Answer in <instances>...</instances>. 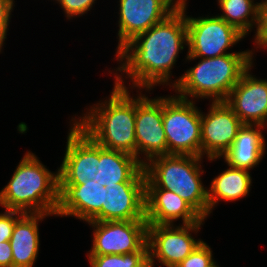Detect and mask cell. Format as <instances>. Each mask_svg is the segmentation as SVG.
I'll return each mask as SVG.
<instances>
[{
	"mask_svg": "<svg viewBox=\"0 0 267 267\" xmlns=\"http://www.w3.org/2000/svg\"><path fill=\"white\" fill-rule=\"evenodd\" d=\"M0 267H13L12 249L9 241L0 242Z\"/></svg>",
	"mask_w": 267,
	"mask_h": 267,
	"instance_id": "29",
	"label": "cell"
},
{
	"mask_svg": "<svg viewBox=\"0 0 267 267\" xmlns=\"http://www.w3.org/2000/svg\"><path fill=\"white\" fill-rule=\"evenodd\" d=\"M64 9L68 19L86 14L96 0H55Z\"/></svg>",
	"mask_w": 267,
	"mask_h": 267,
	"instance_id": "25",
	"label": "cell"
},
{
	"mask_svg": "<svg viewBox=\"0 0 267 267\" xmlns=\"http://www.w3.org/2000/svg\"><path fill=\"white\" fill-rule=\"evenodd\" d=\"M218 4L223 11L218 16L245 36L251 28L258 26L259 4L254 3V0H218Z\"/></svg>",
	"mask_w": 267,
	"mask_h": 267,
	"instance_id": "22",
	"label": "cell"
},
{
	"mask_svg": "<svg viewBox=\"0 0 267 267\" xmlns=\"http://www.w3.org/2000/svg\"><path fill=\"white\" fill-rule=\"evenodd\" d=\"M116 220H145V182L111 187L110 221Z\"/></svg>",
	"mask_w": 267,
	"mask_h": 267,
	"instance_id": "20",
	"label": "cell"
},
{
	"mask_svg": "<svg viewBox=\"0 0 267 267\" xmlns=\"http://www.w3.org/2000/svg\"><path fill=\"white\" fill-rule=\"evenodd\" d=\"M94 227L88 255L148 252L146 220L88 221Z\"/></svg>",
	"mask_w": 267,
	"mask_h": 267,
	"instance_id": "9",
	"label": "cell"
},
{
	"mask_svg": "<svg viewBox=\"0 0 267 267\" xmlns=\"http://www.w3.org/2000/svg\"><path fill=\"white\" fill-rule=\"evenodd\" d=\"M186 1L181 0L179 7L166 19L136 35L116 51L121 65L116 72L127 74L133 88L151 90L157 84H169L179 51L185 48L184 45L188 46Z\"/></svg>",
	"mask_w": 267,
	"mask_h": 267,
	"instance_id": "1",
	"label": "cell"
},
{
	"mask_svg": "<svg viewBox=\"0 0 267 267\" xmlns=\"http://www.w3.org/2000/svg\"><path fill=\"white\" fill-rule=\"evenodd\" d=\"M58 204V170L52 173L28 151L0 191V206L5 210L55 215Z\"/></svg>",
	"mask_w": 267,
	"mask_h": 267,
	"instance_id": "3",
	"label": "cell"
},
{
	"mask_svg": "<svg viewBox=\"0 0 267 267\" xmlns=\"http://www.w3.org/2000/svg\"><path fill=\"white\" fill-rule=\"evenodd\" d=\"M264 127L244 124L230 149L221 156L226 164L248 171L256 167L265 153L266 143L261 131Z\"/></svg>",
	"mask_w": 267,
	"mask_h": 267,
	"instance_id": "18",
	"label": "cell"
},
{
	"mask_svg": "<svg viewBox=\"0 0 267 267\" xmlns=\"http://www.w3.org/2000/svg\"><path fill=\"white\" fill-rule=\"evenodd\" d=\"M212 251L208 244L202 241L184 260L176 267H210L214 263Z\"/></svg>",
	"mask_w": 267,
	"mask_h": 267,
	"instance_id": "24",
	"label": "cell"
},
{
	"mask_svg": "<svg viewBox=\"0 0 267 267\" xmlns=\"http://www.w3.org/2000/svg\"><path fill=\"white\" fill-rule=\"evenodd\" d=\"M24 214L18 210H5L0 213V242L9 241L11 239L15 222Z\"/></svg>",
	"mask_w": 267,
	"mask_h": 267,
	"instance_id": "26",
	"label": "cell"
},
{
	"mask_svg": "<svg viewBox=\"0 0 267 267\" xmlns=\"http://www.w3.org/2000/svg\"><path fill=\"white\" fill-rule=\"evenodd\" d=\"M228 166L211 181L208 190L209 214L221 200L235 201L249 195L252 185L249 171Z\"/></svg>",
	"mask_w": 267,
	"mask_h": 267,
	"instance_id": "21",
	"label": "cell"
},
{
	"mask_svg": "<svg viewBox=\"0 0 267 267\" xmlns=\"http://www.w3.org/2000/svg\"><path fill=\"white\" fill-rule=\"evenodd\" d=\"M201 156L167 154L144 164L145 176L157 187L173 191L205 220L209 215L208 188L201 181Z\"/></svg>",
	"mask_w": 267,
	"mask_h": 267,
	"instance_id": "5",
	"label": "cell"
},
{
	"mask_svg": "<svg viewBox=\"0 0 267 267\" xmlns=\"http://www.w3.org/2000/svg\"><path fill=\"white\" fill-rule=\"evenodd\" d=\"M182 218V224L200 222L203 217L173 191L157 188L145 178V220L148 225H169Z\"/></svg>",
	"mask_w": 267,
	"mask_h": 267,
	"instance_id": "16",
	"label": "cell"
},
{
	"mask_svg": "<svg viewBox=\"0 0 267 267\" xmlns=\"http://www.w3.org/2000/svg\"><path fill=\"white\" fill-rule=\"evenodd\" d=\"M71 125L58 168L59 184H83L85 180L97 179L99 145L75 122Z\"/></svg>",
	"mask_w": 267,
	"mask_h": 267,
	"instance_id": "11",
	"label": "cell"
},
{
	"mask_svg": "<svg viewBox=\"0 0 267 267\" xmlns=\"http://www.w3.org/2000/svg\"><path fill=\"white\" fill-rule=\"evenodd\" d=\"M121 182L85 180L83 184H59L55 216H74L85 222L110 221L111 187Z\"/></svg>",
	"mask_w": 267,
	"mask_h": 267,
	"instance_id": "7",
	"label": "cell"
},
{
	"mask_svg": "<svg viewBox=\"0 0 267 267\" xmlns=\"http://www.w3.org/2000/svg\"><path fill=\"white\" fill-rule=\"evenodd\" d=\"M186 17L188 53L186 59L214 58L230 54L226 50L245 37L219 16Z\"/></svg>",
	"mask_w": 267,
	"mask_h": 267,
	"instance_id": "8",
	"label": "cell"
},
{
	"mask_svg": "<svg viewBox=\"0 0 267 267\" xmlns=\"http://www.w3.org/2000/svg\"><path fill=\"white\" fill-rule=\"evenodd\" d=\"M14 0H0V53L5 44L10 15L13 10Z\"/></svg>",
	"mask_w": 267,
	"mask_h": 267,
	"instance_id": "28",
	"label": "cell"
},
{
	"mask_svg": "<svg viewBox=\"0 0 267 267\" xmlns=\"http://www.w3.org/2000/svg\"><path fill=\"white\" fill-rule=\"evenodd\" d=\"M115 76L109 100L89 108L90 112L78 118L79 121L73 119L98 145L136 157V97L129 95L122 75L115 73Z\"/></svg>",
	"mask_w": 267,
	"mask_h": 267,
	"instance_id": "2",
	"label": "cell"
},
{
	"mask_svg": "<svg viewBox=\"0 0 267 267\" xmlns=\"http://www.w3.org/2000/svg\"><path fill=\"white\" fill-rule=\"evenodd\" d=\"M203 222L204 218L198 223L182 224L176 227L173 224L148 225L149 265L154 267L157 259L161 265L176 267L202 242L200 239H194L190 232L197 233Z\"/></svg>",
	"mask_w": 267,
	"mask_h": 267,
	"instance_id": "10",
	"label": "cell"
},
{
	"mask_svg": "<svg viewBox=\"0 0 267 267\" xmlns=\"http://www.w3.org/2000/svg\"><path fill=\"white\" fill-rule=\"evenodd\" d=\"M91 267H147L148 252L127 254L87 255Z\"/></svg>",
	"mask_w": 267,
	"mask_h": 267,
	"instance_id": "23",
	"label": "cell"
},
{
	"mask_svg": "<svg viewBox=\"0 0 267 267\" xmlns=\"http://www.w3.org/2000/svg\"><path fill=\"white\" fill-rule=\"evenodd\" d=\"M210 267H219V265L216 264V262H214V263H212V264L210 265Z\"/></svg>",
	"mask_w": 267,
	"mask_h": 267,
	"instance_id": "30",
	"label": "cell"
},
{
	"mask_svg": "<svg viewBox=\"0 0 267 267\" xmlns=\"http://www.w3.org/2000/svg\"><path fill=\"white\" fill-rule=\"evenodd\" d=\"M51 214L24 213L16 222L9 240L13 267H33L40 246L38 222Z\"/></svg>",
	"mask_w": 267,
	"mask_h": 267,
	"instance_id": "17",
	"label": "cell"
},
{
	"mask_svg": "<svg viewBox=\"0 0 267 267\" xmlns=\"http://www.w3.org/2000/svg\"><path fill=\"white\" fill-rule=\"evenodd\" d=\"M144 165L138 158L99 145L97 179L100 182H145Z\"/></svg>",
	"mask_w": 267,
	"mask_h": 267,
	"instance_id": "19",
	"label": "cell"
},
{
	"mask_svg": "<svg viewBox=\"0 0 267 267\" xmlns=\"http://www.w3.org/2000/svg\"><path fill=\"white\" fill-rule=\"evenodd\" d=\"M136 97V158L144 165L156 156L167 155V141L162 120V97L149 99L141 92ZM144 154L145 159L139 155Z\"/></svg>",
	"mask_w": 267,
	"mask_h": 267,
	"instance_id": "12",
	"label": "cell"
},
{
	"mask_svg": "<svg viewBox=\"0 0 267 267\" xmlns=\"http://www.w3.org/2000/svg\"><path fill=\"white\" fill-rule=\"evenodd\" d=\"M181 0H119L117 51L173 13Z\"/></svg>",
	"mask_w": 267,
	"mask_h": 267,
	"instance_id": "14",
	"label": "cell"
},
{
	"mask_svg": "<svg viewBox=\"0 0 267 267\" xmlns=\"http://www.w3.org/2000/svg\"><path fill=\"white\" fill-rule=\"evenodd\" d=\"M167 154L201 156V110L191 99L162 97Z\"/></svg>",
	"mask_w": 267,
	"mask_h": 267,
	"instance_id": "6",
	"label": "cell"
},
{
	"mask_svg": "<svg viewBox=\"0 0 267 267\" xmlns=\"http://www.w3.org/2000/svg\"><path fill=\"white\" fill-rule=\"evenodd\" d=\"M253 57L252 50H246L199 58L198 64L186 70L170 87L184 99L212 98V102H225L243 73L253 64Z\"/></svg>",
	"mask_w": 267,
	"mask_h": 267,
	"instance_id": "4",
	"label": "cell"
},
{
	"mask_svg": "<svg viewBox=\"0 0 267 267\" xmlns=\"http://www.w3.org/2000/svg\"><path fill=\"white\" fill-rule=\"evenodd\" d=\"M253 64L233 87L227 105L243 124L267 126V80L250 74Z\"/></svg>",
	"mask_w": 267,
	"mask_h": 267,
	"instance_id": "15",
	"label": "cell"
},
{
	"mask_svg": "<svg viewBox=\"0 0 267 267\" xmlns=\"http://www.w3.org/2000/svg\"><path fill=\"white\" fill-rule=\"evenodd\" d=\"M259 12H258V26L256 28L255 34V45L257 48L267 49V0L258 2Z\"/></svg>",
	"mask_w": 267,
	"mask_h": 267,
	"instance_id": "27",
	"label": "cell"
},
{
	"mask_svg": "<svg viewBox=\"0 0 267 267\" xmlns=\"http://www.w3.org/2000/svg\"><path fill=\"white\" fill-rule=\"evenodd\" d=\"M208 113L201 112V157L211 162L232 146L244 125L226 102H212Z\"/></svg>",
	"mask_w": 267,
	"mask_h": 267,
	"instance_id": "13",
	"label": "cell"
}]
</instances>
